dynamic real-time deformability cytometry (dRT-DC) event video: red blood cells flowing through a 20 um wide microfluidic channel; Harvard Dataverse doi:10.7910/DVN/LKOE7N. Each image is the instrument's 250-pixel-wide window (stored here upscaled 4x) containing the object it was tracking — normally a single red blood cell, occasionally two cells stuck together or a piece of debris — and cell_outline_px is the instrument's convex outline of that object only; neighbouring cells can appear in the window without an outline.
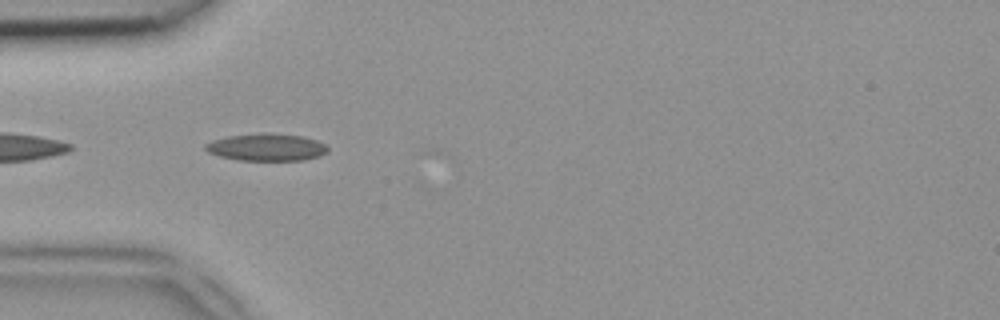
{"species": "common noctule bat (a hibernating species)", "species_latin": "Nyctalus noctula", "temperature_condition": "room temperature", "stored_images_in_passage": 16, "camera_frame_rate_fps": 3000, "um_per_image_px": 0.085, "animal": {"sex": "female", "body_mass_g": 18.4}, "frame": {"image": 1, "passage_image": 14, "time_ms": 4.333, "image_size_px": [1000, 320], "cell_outline_px": [[328, 152], [320, 156], [304, 160], [236, 160], [220, 156], [208, 152], [204, 148], [204, 144], [212, 140], [228, 136], [268, 132], [300, 136], [316, 140], [324, 144], [328, 148]], "centroid_in_image_um": [22.64, 12.51], "position_along_channel_um": 62.4, "area_um2": 19.48}}